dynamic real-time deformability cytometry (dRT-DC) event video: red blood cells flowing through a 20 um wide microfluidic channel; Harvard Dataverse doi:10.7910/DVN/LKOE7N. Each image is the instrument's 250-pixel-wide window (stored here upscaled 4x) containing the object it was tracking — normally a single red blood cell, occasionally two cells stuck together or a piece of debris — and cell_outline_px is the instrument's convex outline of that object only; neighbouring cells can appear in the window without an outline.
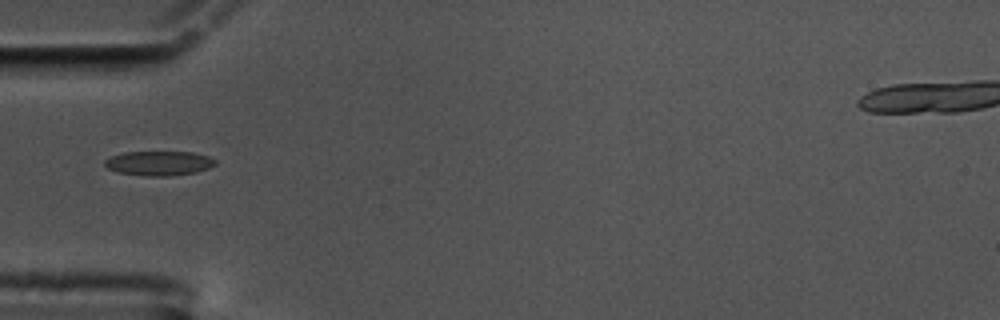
{"species": "common noctule bat (a hibernating species)", "species_latin": "Nyctalus noctula", "temperature_condition": "cold", "stored_images_in_passage": 38, "camera_frame_rate_fps": 3000, "um_per_image_px": 0.085, "animal": {"sex": "male", "body_mass_g": 17.5, "forearm_length_mm": 52.3}, "frame": {"image": 1, "passage_image": 1, "time_ms": 0.0, "image_size_px": [1000, 320], "cell_outline_px": [[216, 164], [208, 168], [196, 172], [168, 176], [144, 176], [116, 172], [108, 168], [104, 164], [104, 160], [112, 156], [124, 152], [192, 152], [208, 156], [216, 160]], "centroid_in_image_um": [13.5, 13.88], "position_along_channel_um": 71.5, "area_um2": 15.78}}
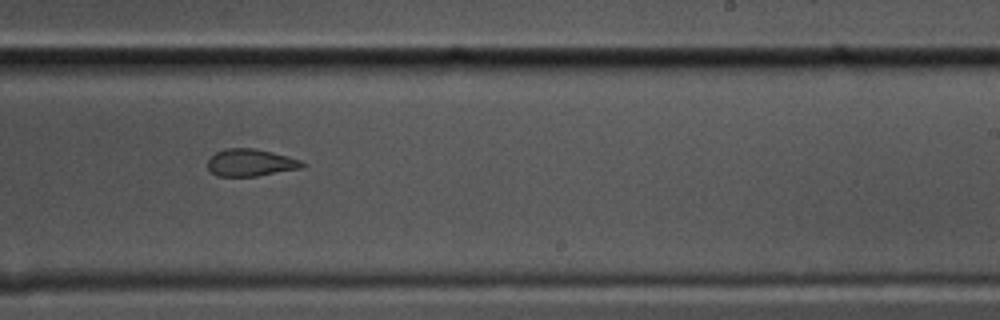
{"frame": {"image": 2, "passage_image": 18, "time_ms": 5.667, "image_size_px": [1000, 320], "cell_outline_px": [[308, 164], [300, 168], [256, 176], [216, 176], [208, 168], [208, 160], [216, 152], [224, 148], [256, 148], [288, 156], [300, 160]], "centroid_in_image_um": [21.3, 13.81], "position_along_channel_um": 267.7, "area_um2": 14.97}}
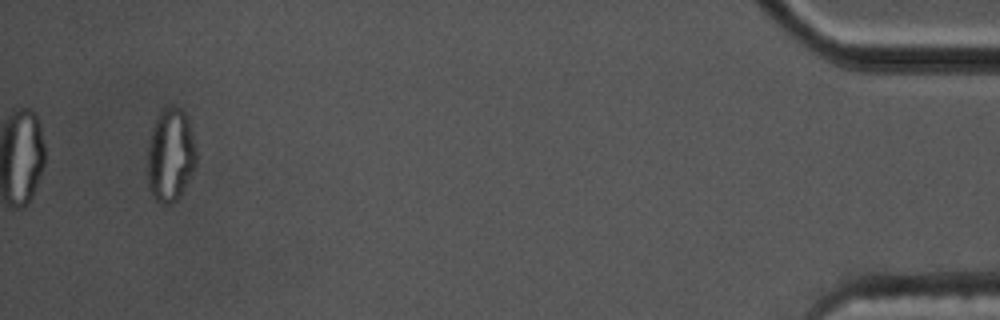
{"frame": {"image": 3, "passage_image": 38, "time_ms": 12.333, "image_size_px": [1000, 320], "cell_outline_px": [[196, 164], [180, 196], [172, 204], [160, 204], [152, 196], [148, 188], [148, 144], [152, 128], [156, 116], [164, 108], [172, 104], [180, 108], [184, 112], [188, 120], [196, 152]], "centroid_in_image_um": [14.47, 13.19], "position_along_channel_um": 420.7, "area_um2": 26.59}}